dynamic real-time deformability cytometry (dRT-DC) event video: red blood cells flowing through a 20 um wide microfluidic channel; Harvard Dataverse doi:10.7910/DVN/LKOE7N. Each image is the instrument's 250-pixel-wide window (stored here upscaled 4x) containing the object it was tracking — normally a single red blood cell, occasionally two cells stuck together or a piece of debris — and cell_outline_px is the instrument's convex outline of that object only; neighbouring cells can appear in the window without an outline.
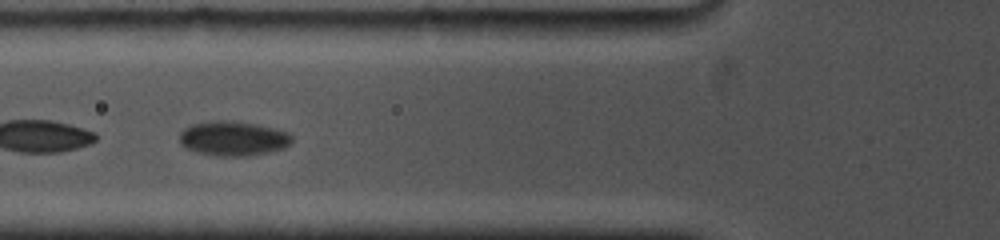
{"species": "common noctule bat (a hibernating species)", "species_latin": "Nyctalus noctula", "temperature_condition": "cold", "stored_images_in_passage": 73, "camera_frame_rate_fps": 5000, "um_per_image_px": 0.085, "animal": {"sex": "female", "body_mass_g": 19.0, "forearm_length_mm": 53.3}, "frame": {"image": 1, "passage_image": 7, "time_ms": 1.4, "image_size_px": [1000, 240], "cell_outline_px": [[292, 140], [284, 148], [272, 152], [244, 156], [216, 156], [184, 148], [180, 144], [180, 132], [184, 128], [192, 124], [212, 120], [236, 120], [276, 128], [288, 132], [292, 136]], "centroid_in_image_um": [19.82, 11.75], "position_along_channel_um": 106.0, "area_um2": 22.95}}
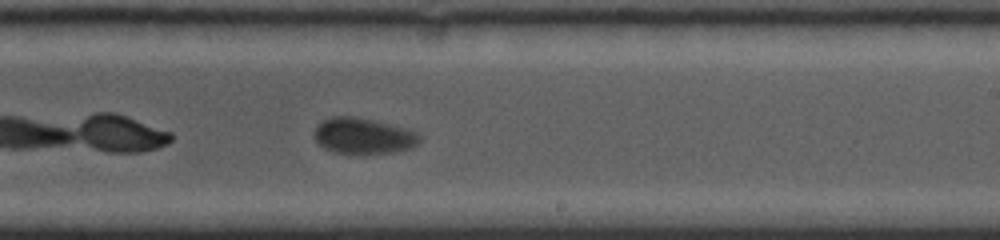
{"frame": {"image": 2, "passage_image": 28, "time_ms": 5.6, "image_size_px": [1000, 240], "cell_outline_px": [[420, 140], [412, 148], [392, 152], [332, 152], [324, 148], [316, 140], [316, 128], [324, 120], [332, 116], [352, 116], [372, 120], [404, 128], [416, 132], [420, 136]], "centroid_in_image_um": [30.89, 11.54], "position_along_channel_um": 258.1, "area_um2": 21.27}}
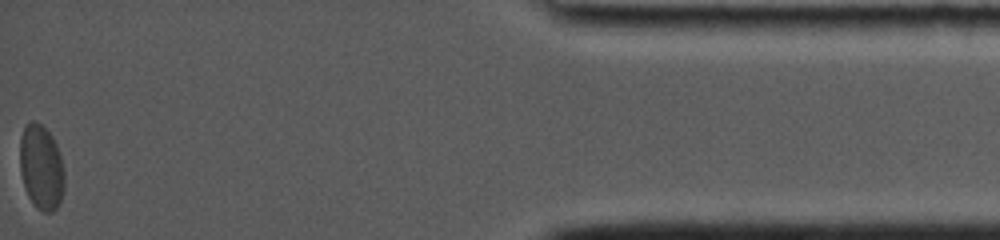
{"frame": {"image": 3, "passage_image": 73, "time_ms": 12.2, "image_size_px": [1000, 240], "cell_outline_px": [[64, 192], [60, 204], [52, 212], [44, 212], [36, 208], [28, 196], [20, 172], [20, 136], [24, 128], [32, 120], [40, 124], [52, 136], [56, 144], [64, 168]], "centroid_in_image_um": [3.52, 14.25], "position_along_channel_um": 431.7, "area_um2": 22.08}, "authors_computed_cell_mechanics": {"area_um2": 22.0218, "velocity_mm_per_s": 3.6313, "shape_relaxation_time_tau1_ms": 3.5788, "shape_relaxation_time_tau2_ms": null, "deformation_change_tau1": 0.0882, "deformation_change_tau2": null}}